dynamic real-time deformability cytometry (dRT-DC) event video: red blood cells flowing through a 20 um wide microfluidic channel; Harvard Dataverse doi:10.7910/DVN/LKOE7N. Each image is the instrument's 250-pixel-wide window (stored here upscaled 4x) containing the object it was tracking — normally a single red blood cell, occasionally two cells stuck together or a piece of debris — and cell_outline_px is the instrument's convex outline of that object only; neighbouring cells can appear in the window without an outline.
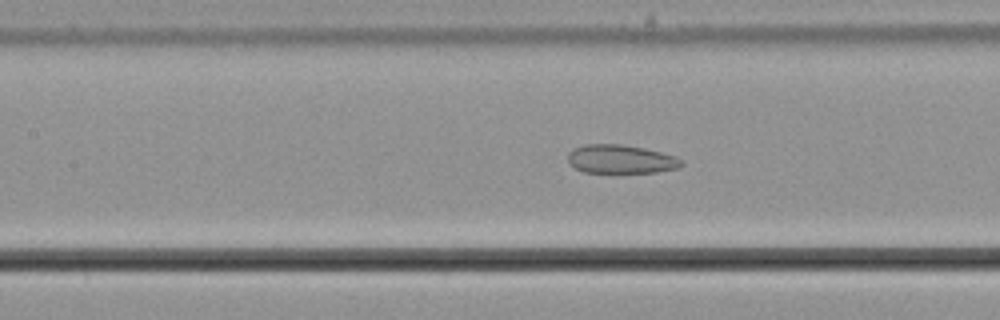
{"species": "common noctule bat (a hibernating species)", "species_latin": "Nyctalus noctula", "temperature_condition": "cold", "stored_images_in_passage": 48, "camera_frame_rate_fps": 3000, "um_per_image_px": 0.085, "animal": {"sex": "male", "body_mass_g": 21.5, "forearm_length_mm": 52.0}, "frame": {"image": 1, "passage_image": 27, "time_ms": 8.667, "image_size_px": [1000, 320], "cell_outline_px": [[684, 164], [680, 168], [656, 172], [584, 172], [568, 164], [568, 152], [572, 148], [584, 144], [620, 144], [644, 148], [676, 156]], "centroid_in_image_um": [52.74, 13.52], "position_along_channel_um": 154.7, "area_um2": 19.02}}
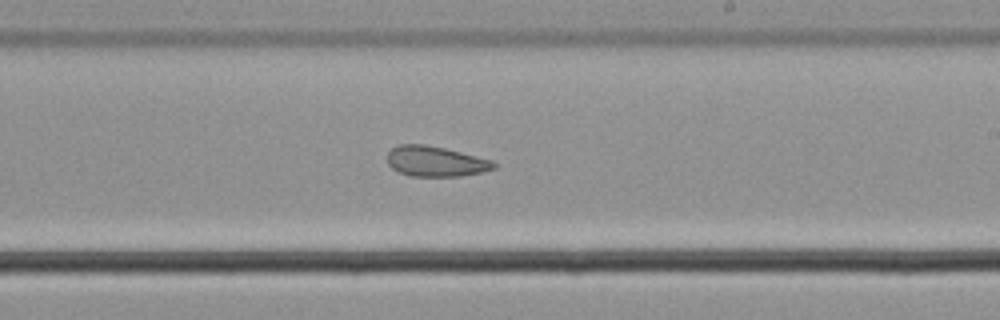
{"frame": {"image": 2, "passage_image": 35, "time_ms": 11.333, "image_size_px": [1000, 320], "cell_outline_px": [[496, 168], [480, 172], [460, 176], [408, 176], [392, 168], [388, 164], [388, 152], [392, 148], [400, 144], [424, 144], [444, 148], [492, 160], [496, 164]], "centroid_in_image_um": [37.01, 13.72], "position_along_channel_um": 252.0, "area_um2": 18.67}}
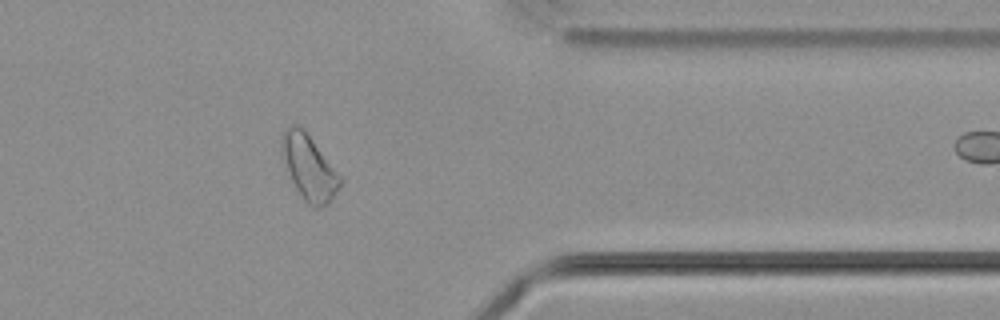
{"frame": {"image": 3, "passage_image": 47, "time_ms": 15.333, "image_size_px": [1000, 320], "cell_outline_px": [[344, 180], [328, 204], [324, 208], [312, 208], [304, 200], [296, 188], [292, 180], [280, 152], [280, 140], [284, 128], [288, 124], [296, 124], [308, 136]], "centroid_in_image_um": [26.24, 14.26], "position_along_channel_um": 385.2, "area_um2": 21.85}}